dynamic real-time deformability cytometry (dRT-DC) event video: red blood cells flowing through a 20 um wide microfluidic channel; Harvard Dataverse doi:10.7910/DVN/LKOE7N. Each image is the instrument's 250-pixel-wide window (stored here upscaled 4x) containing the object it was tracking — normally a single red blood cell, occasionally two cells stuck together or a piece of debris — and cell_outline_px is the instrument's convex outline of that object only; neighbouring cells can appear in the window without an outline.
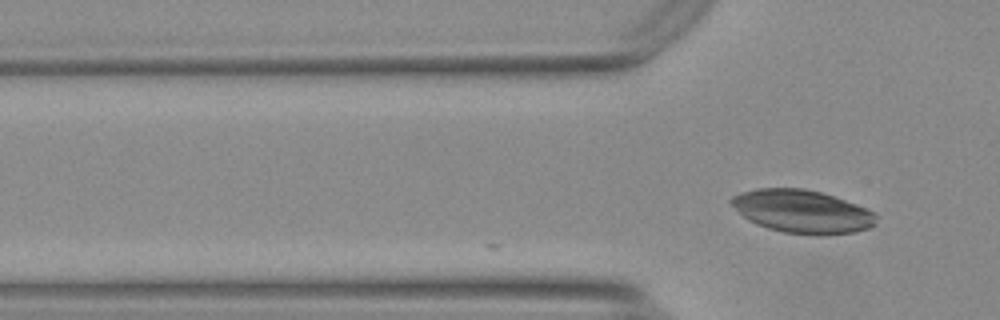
{"species": "Egyptian fruit bat (a non-hibernating species)", "species_latin": "Rousettus aegyptiacus", "temperature_condition": "warm", "stored_images_in_passage": 2, "camera_frame_rate_fps": 3000, "um_per_image_px": 0.085, "animal": {"sex": "female"}, "frame": {"image": 1, "passage_image": 2, "time_ms": 0.333, "image_size_px": [1000, 320], "cell_outline_px": [[876, 216], [872, 224], [868, 228], [856, 232], [824, 236], [812, 236], [784, 232], [768, 228], [756, 224], [748, 220], [728, 200], [732, 196], [740, 192], [756, 188], [804, 188], [820, 192], [856, 204], [876, 212]], "centroid_in_image_um": [68.18, 17.98], "position_along_channel_um": 57.6, "area_um2": 36.47}}